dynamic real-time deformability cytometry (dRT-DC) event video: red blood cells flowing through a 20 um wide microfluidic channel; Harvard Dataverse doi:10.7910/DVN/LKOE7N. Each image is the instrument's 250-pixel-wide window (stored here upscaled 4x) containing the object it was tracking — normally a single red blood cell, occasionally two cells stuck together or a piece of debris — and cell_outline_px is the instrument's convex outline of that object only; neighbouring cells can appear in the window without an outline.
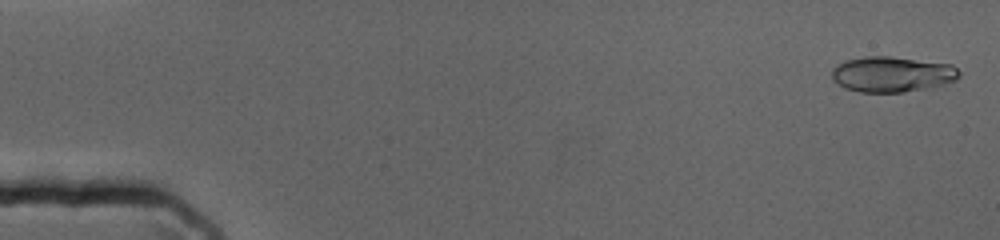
{"species": "human", "species_latin": "Homo sapiens", "temperature_condition": "cold", "stored_images_in_passage": 72, "camera_frame_rate_fps": 3000, "um_per_image_px": 0.085, "donor": {"sex": "female"}, "frame": {"image": 1, "passage_image": 2, "time_ms": 0.333, "image_size_px": [1000, 240], "cell_outline_px": [[960, 76], [956, 80], [932, 88], [904, 92], [860, 92], [844, 88], [832, 80], [832, 68], [836, 64], [844, 60], [864, 56], [892, 56], [952, 64], [960, 72]], "centroid_in_image_um": [75.82, 6.31], "position_along_channel_um": 9.2, "area_um2": 26.82}}
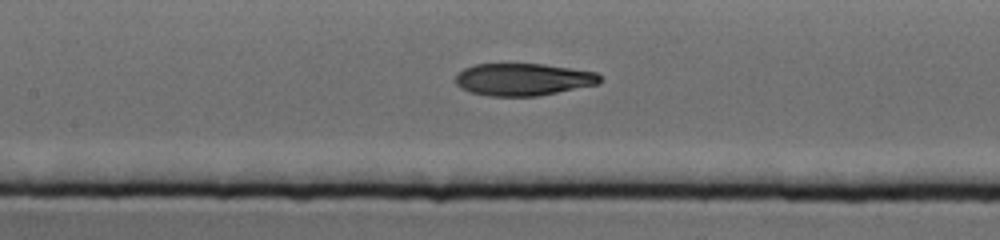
{"frame": {"image": 2, "passage_image": 34, "time_ms": 11.0, "image_size_px": [1000, 240], "cell_outline_px": [[604, 80], [600, 84], [536, 96], [488, 96], [468, 92], [460, 88], [456, 84], [456, 72], [472, 64], [544, 64], [596, 72]], "centroid_in_image_um": [44.45, 6.75], "position_along_channel_um": 163.0, "area_um2": 27.46}}
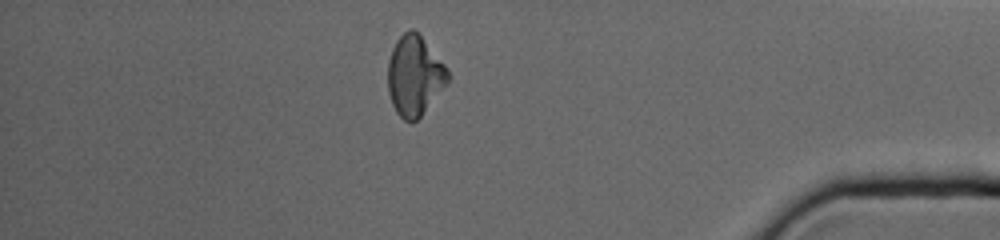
{"frame": {"image": 3, "passage_image": 63, "time_ms": 20.667, "image_size_px": [1000, 240], "cell_outline_px": [[452, 76], [420, 116], [412, 124], [404, 120], [396, 112], [392, 104], [388, 92], [388, 60], [392, 48], [396, 40], [408, 28], [412, 28], [420, 36], [444, 64]], "centroid_in_image_um": [35.21, 6.44], "position_along_channel_um": 400.0, "area_um2": 27.69}}